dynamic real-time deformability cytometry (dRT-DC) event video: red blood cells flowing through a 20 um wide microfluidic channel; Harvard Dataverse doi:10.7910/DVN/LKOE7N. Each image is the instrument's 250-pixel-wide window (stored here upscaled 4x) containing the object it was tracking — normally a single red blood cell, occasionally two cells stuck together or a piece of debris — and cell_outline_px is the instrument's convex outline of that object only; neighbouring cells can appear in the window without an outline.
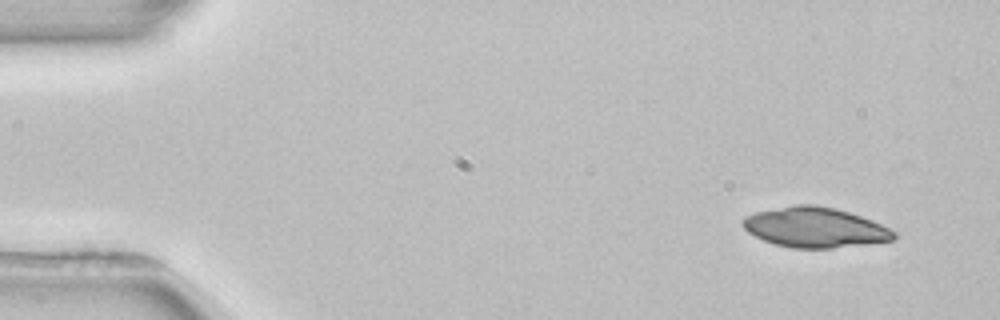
{"species": "common noctule bat (a hibernating species)", "species_latin": "Nyctalus noctula", "temperature_condition": "room temperature", "stored_images_in_passage": 6, "camera_frame_rate_fps": 3000, "um_per_image_px": 0.085, "animal": {"sex": "female", "body_mass_g": 22.7, "forearm_length_mm": 54.2}, "frame": {"image": 1, "passage_image": 1, "time_ms": 0.0, "image_size_px": [1000, 320], "cell_outline_px": [[896, 236], [892, 240], [864, 244], [832, 248], [792, 248], [776, 244], [764, 240], [748, 232], [744, 228], [740, 220], [744, 216], [756, 212], [796, 204], [816, 204], [836, 208], [872, 220], [896, 232]], "centroid_in_image_um": [69.25, 19.32], "position_along_channel_um": 15.8, "area_um2": 35.14}}